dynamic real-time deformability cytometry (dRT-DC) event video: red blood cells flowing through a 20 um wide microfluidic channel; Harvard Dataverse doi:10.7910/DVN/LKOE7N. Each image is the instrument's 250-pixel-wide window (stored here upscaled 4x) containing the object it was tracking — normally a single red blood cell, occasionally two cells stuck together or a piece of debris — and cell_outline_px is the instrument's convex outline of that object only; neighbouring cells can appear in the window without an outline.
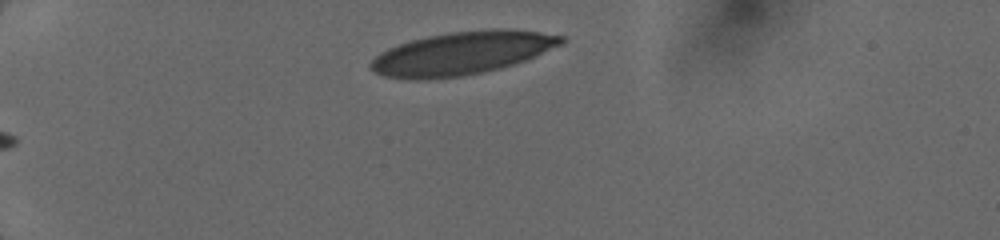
{"species": "human", "species_latin": "Homo sapiens", "temperature_condition": "cold", "stored_images_in_passage": 8, "camera_frame_rate_fps": 3000, "um_per_image_px": 0.085, "donor": {"sex": "female"}, "frame": {"image": 1, "passage_image": 1, "time_ms": 0.0, "image_size_px": [1000, 240], "cell_outline_px": [[568, 40], [564, 44], [536, 56], [500, 68], [460, 76], [428, 80], [416, 80], [384, 76], [368, 68], [368, 64], [380, 52], [388, 48], [412, 40], [428, 36], [448, 32], [488, 28], [508, 28], [540, 32], [564, 36]], "centroid_in_image_um": [39.29, 4.51], "position_along_channel_um": 45.7, "area_um2": 48.09}}
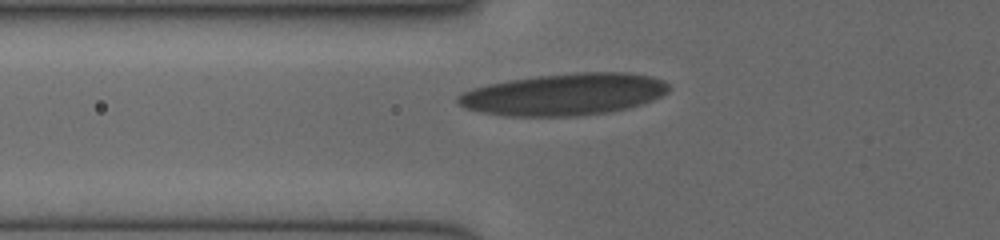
{"frame": {"image": 2, "passage_image": 4, "time_ms": 2.0, "image_size_px": [1000, 240], "cell_outline_px": [[668, 92], [652, 100], [628, 108], [608, 112], [580, 116], [508, 116], [480, 112], [464, 108], [456, 100], [456, 96], [460, 92], [472, 88], [488, 84], [508, 80], [536, 76], [572, 72], [628, 72], [652, 76], [664, 80], [668, 84]], "centroid_in_image_um": [47.93, 8.01], "position_along_channel_um": 77.9, "area_um2": 51.79}}
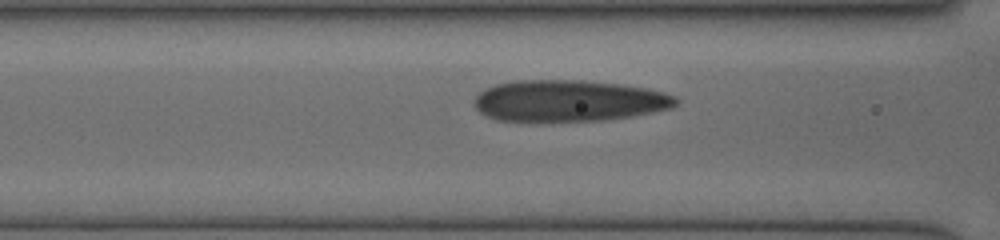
{"frame": {"image": 3, "passage_image": 7, "time_ms": 3.0, "image_size_px": [1000, 240], "cell_outline_px": [[680, 100], [672, 108], [632, 116], [600, 120], [496, 120], [480, 112], [476, 108], [472, 100], [484, 88], [496, 84], [516, 80], [584, 80], [624, 84], [648, 88], [664, 92], [676, 96]], "centroid_in_image_um": [48.37, 8.54], "position_along_channel_um": 118.2, "area_um2": 48.67}}